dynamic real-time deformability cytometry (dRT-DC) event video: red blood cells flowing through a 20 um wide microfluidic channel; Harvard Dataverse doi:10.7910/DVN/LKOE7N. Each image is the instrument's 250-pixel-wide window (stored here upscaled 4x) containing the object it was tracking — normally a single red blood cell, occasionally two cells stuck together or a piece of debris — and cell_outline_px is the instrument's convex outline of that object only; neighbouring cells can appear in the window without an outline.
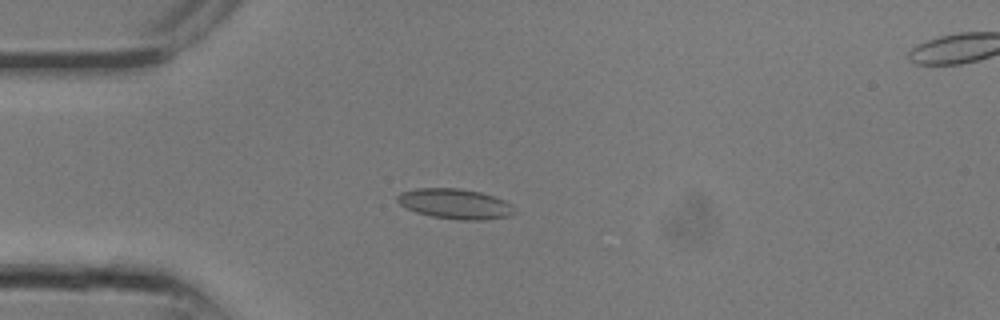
{"species": "common noctule bat (a hibernating species)", "species_latin": "Nyctalus noctula", "temperature_condition": "room temperature", "stored_images_in_passage": 8, "camera_frame_rate_fps": 3000, "um_per_image_px": 0.085, "animal": {"sex": "male", "body_mass_g": 13.3}, "frame": {"image": 1, "passage_image": 6, "time_ms": 1.667, "image_size_px": [1000, 320], "cell_outline_px": [[512, 216], [484, 220], [460, 220], [432, 216], [416, 212], [400, 204], [396, 200], [396, 196], [400, 192], [416, 188], [460, 188], [480, 192], [504, 200], [512, 204]], "centroid_in_image_um": [38.66, 17.32], "position_along_channel_um": 46.3, "area_um2": 20.52}}